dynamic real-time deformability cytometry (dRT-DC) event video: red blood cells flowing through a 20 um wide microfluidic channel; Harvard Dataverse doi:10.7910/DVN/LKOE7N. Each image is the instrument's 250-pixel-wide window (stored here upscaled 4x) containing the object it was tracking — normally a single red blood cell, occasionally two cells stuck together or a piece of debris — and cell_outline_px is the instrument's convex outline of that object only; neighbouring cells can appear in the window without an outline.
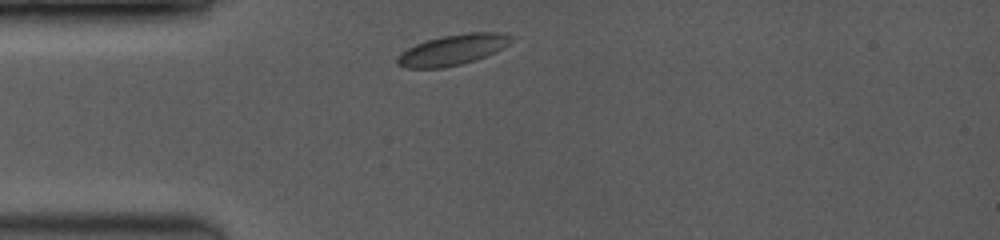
{"species": "common noctule bat (a hibernating species)", "species_latin": "Nyctalus noctula", "temperature_condition": "room temperature", "stored_images_in_passage": 15, "camera_frame_rate_fps": 3500, "um_per_image_px": 0.085, "animal": {"sex": "female", "body_mass_g": 19.0, "forearm_length_mm": 53.3}, "frame": {"image": 1, "passage_image": 1, "time_ms": 0.0, "image_size_px": [1000, 240], "cell_outline_px": [[512, 36], [500, 48], [484, 56], [460, 64], [440, 68], [408, 68], [396, 64], [396, 60], [408, 48], [416, 44], [440, 36], [468, 32], [504, 32]], "centroid_in_image_um": [38.42, 4.22], "position_along_channel_um": 46.6, "area_um2": 19.59}}
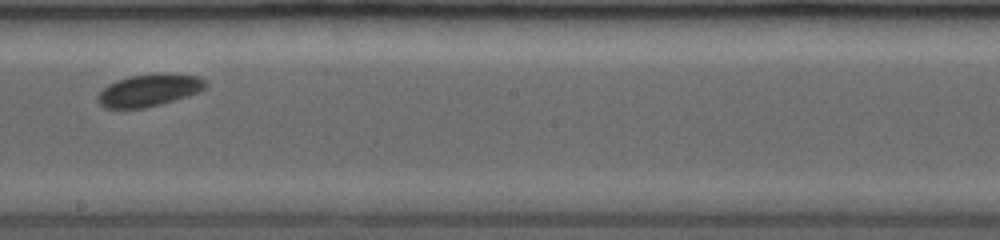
{"frame": {"image": 2, "passage_image": 7, "time_ms": 5.143, "image_size_px": [1000, 240], "cell_outline_px": [[208, 88], [200, 92], [160, 104], [144, 108], [104, 108], [96, 100], [96, 96], [108, 84], [116, 80], [132, 76], [156, 72], [172, 72], [200, 76], [208, 84]], "centroid_in_image_um": [12.72, 7.64], "position_along_channel_um": 235.5, "area_um2": 20.69}}
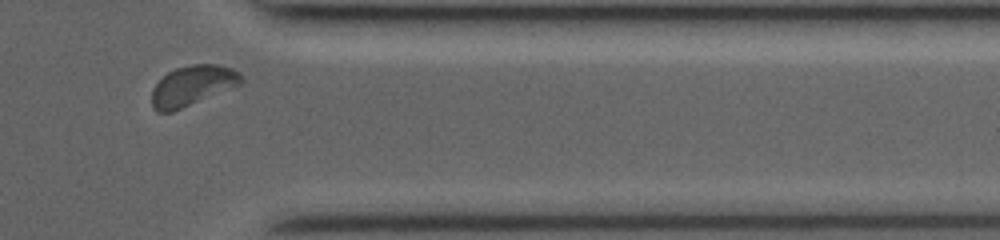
{"frame": {"image": 3, "passage_image": 13, "time_ms": 9.143, "image_size_px": [1000, 240], "cell_outline_px": [[244, 80], [240, 84], [172, 112], [156, 112], [152, 108], [152, 88], [168, 72], [176, 68], [192, 64], [216, 64], [232, 68], [240, 72]], "centroid_in_image_um": [16.35, 7.27], "position_along_channel_um": 395.1, "area_um2": 20.75}}